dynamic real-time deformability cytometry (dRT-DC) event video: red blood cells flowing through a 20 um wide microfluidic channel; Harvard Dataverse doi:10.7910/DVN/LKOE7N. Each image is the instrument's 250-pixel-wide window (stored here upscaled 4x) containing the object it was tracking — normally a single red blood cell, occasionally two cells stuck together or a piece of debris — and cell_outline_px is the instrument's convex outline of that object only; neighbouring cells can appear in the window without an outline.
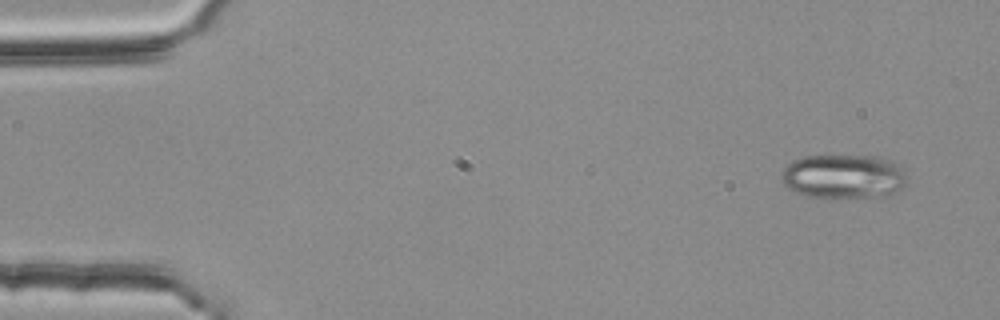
{"species": "common noctule bat (a hibernating species)", "species_latin": "Nyctalus noctula", "temperature_condition": "room temperature", "stored_images_in_passage": 3, "camera_frame_rate_fps": 3000, "um_per_image_px": 0.085, "animal": {"sex": "female", "body_mass_g": 25.1}, "frame": {"image": 1, "passage_image": 1, "time_ms": 0.0, "image_size_px": [1000, 320], "cell_outline_px": [[908, 180], [896, 192], [872, 196], [808, 196], [796, 192], [788, 188], [780, 180], [780, 172], [792, 160], [804, 156], [876, 156], [888, 160], [896, 164], [908, 176]], "centroid_in_image_um": [71.65, 14.97], "position_along_channel_um": 13.4, "area_um2": 31.79}}